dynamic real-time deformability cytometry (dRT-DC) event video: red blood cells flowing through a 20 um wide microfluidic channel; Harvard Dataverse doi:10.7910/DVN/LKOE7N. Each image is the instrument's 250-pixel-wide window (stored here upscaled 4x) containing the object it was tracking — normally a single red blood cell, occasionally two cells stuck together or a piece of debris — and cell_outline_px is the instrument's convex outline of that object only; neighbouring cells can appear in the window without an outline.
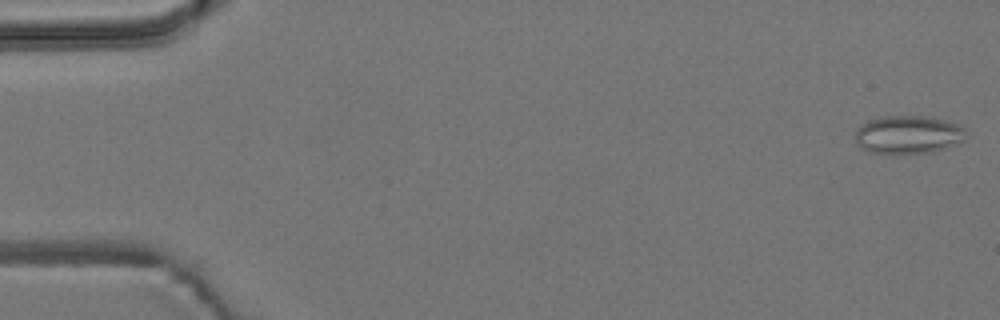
{"species": "common noctule bat (a hibernating species)", "species_latin": "Nyctalus noctula", "temperature_condition": "room temperature", "stored_images_in_passage": 6, "camera_frame_rate_fps": 3000, "um_per_image_px": 0.085, "animal": {"sex": "male", "body_mass_g": 19.2, "forearm_length_mm": 51.8}, "frame": {"image": 1, "passage_image": 1, "time_ms": 0.0, "image_size_px": [1000, 320], "cell_outline_px": [[968, 136], [964, 140], [956, 144], [932, 152], [872, 152], [860, 148], [856, 140], [856, 128], [860, 124], [868, 120], [880, 116], [932, 116], [960, 124], [968, 128]], "centroid_in_image_um": [77.26, 11.4], "position_along_channel_um": 7.7, "area_um2": 24.85}}